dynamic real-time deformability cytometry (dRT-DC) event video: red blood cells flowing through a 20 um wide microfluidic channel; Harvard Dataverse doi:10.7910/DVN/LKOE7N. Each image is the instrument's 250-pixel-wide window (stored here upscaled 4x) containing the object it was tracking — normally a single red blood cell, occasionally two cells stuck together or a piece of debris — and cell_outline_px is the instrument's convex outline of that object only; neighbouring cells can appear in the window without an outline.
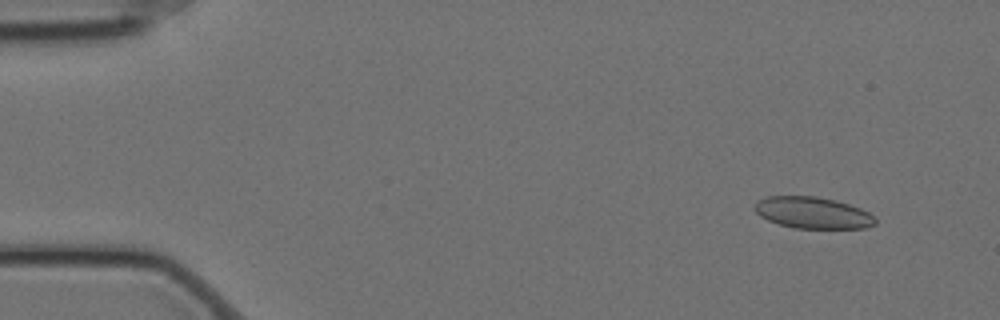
{"species": "Egyptian fruit bat (a non-hibernating species)", "species_latin": "Rousettus aegyptiacus", "temperature_condition": "cold", "stored_images_in_passage": 18, "camera_frame_rate_fps": 3000, "um_per_image_px": 0.085, "animal": {"sex": "female"}, "frame": {"image": 1, "passage_image": 4, "time_ms": 1.0, "image_size_px": [1000, 320], "cell_outline_px": [[876, 224], [864, 228], [796, 228], [780, 224], [768, 220], [760, 216], [756, 212], [752, 204], [756, 200], [768, 196], [816, 196], [848, 204], [860, 208], [876, 216]], "centroid_in_image_um": [69.06, 18.08], "position_along_channel_um": 15.9, "area_um2": 22.2}}
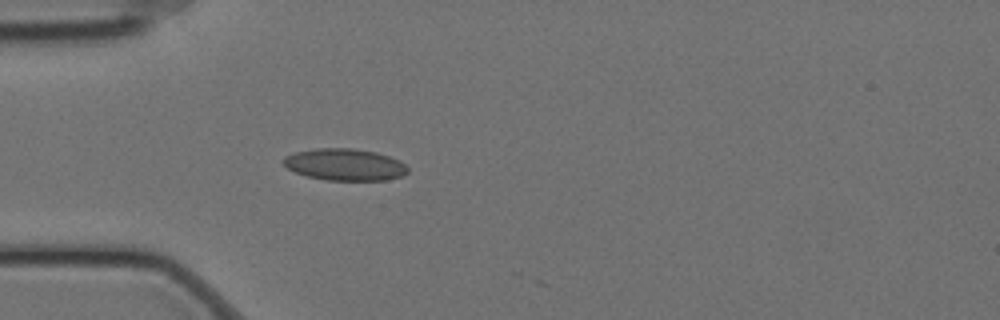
{"frame": {"image": 2, "passage_image": 16, "time_ms": 5.0, "image_size_px": [1000, 320], "cell_outline_px": [[408, 172], [404, 176], [384, 180], [328, 180], [308, 176], [296, 172], [288, 168], [280, 160], [284, 156], [296, 152], [316, 148], [352, 148], [376, 152], [400, 160], [408, 168]], "centroid_in_image_um": [29.32, 13.98], "position_along_channel_um": 55.7, "area_um2": 23.06}}